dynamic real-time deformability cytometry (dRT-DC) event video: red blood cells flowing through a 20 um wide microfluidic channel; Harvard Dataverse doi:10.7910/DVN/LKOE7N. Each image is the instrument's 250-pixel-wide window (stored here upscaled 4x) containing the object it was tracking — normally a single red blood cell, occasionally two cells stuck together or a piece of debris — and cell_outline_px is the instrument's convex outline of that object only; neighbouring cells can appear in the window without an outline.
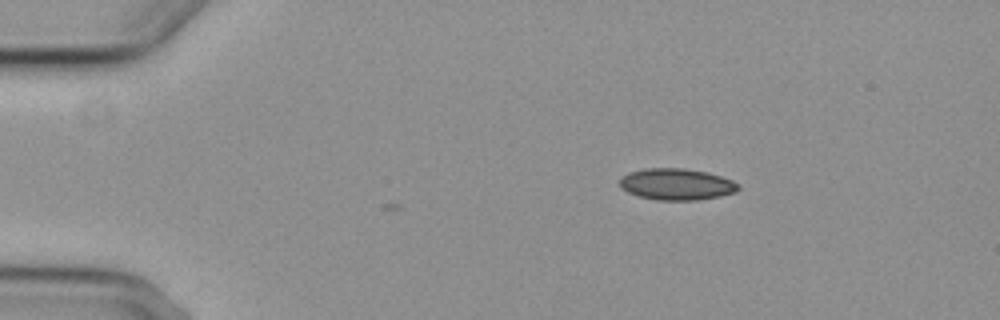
{"species": "common noctule bat (a hibernating species)", "species_latin": "Nyctalus noctula", "temperature_condition": "cold", "stored_images_in_passage": 3, "camera_frame_rate_fps": 3000, "um_per_image_px": 0.085, "animal": {"sex": "female", "body_mass_g": 29.2, "forearm_length_mm": 56.3}, "frame": {"image": 1, "passage_image": 1, "time_ms": 0.0, "image_size_px": [1000, 320], "cell_outline_px": [[740, 188], [736, 192], [720, 196], [696, 200], [656, 200], [640, 196], [628, 192], [620, 188], [620, 180], [628, 172], [648, 168], [684, 168], [704, 172], [720, 176], [732, 180]], "centroid_in_image_um": [57.49, 15.66], "position_along_channel_um": 27.5, "area_um2": 21.56}}